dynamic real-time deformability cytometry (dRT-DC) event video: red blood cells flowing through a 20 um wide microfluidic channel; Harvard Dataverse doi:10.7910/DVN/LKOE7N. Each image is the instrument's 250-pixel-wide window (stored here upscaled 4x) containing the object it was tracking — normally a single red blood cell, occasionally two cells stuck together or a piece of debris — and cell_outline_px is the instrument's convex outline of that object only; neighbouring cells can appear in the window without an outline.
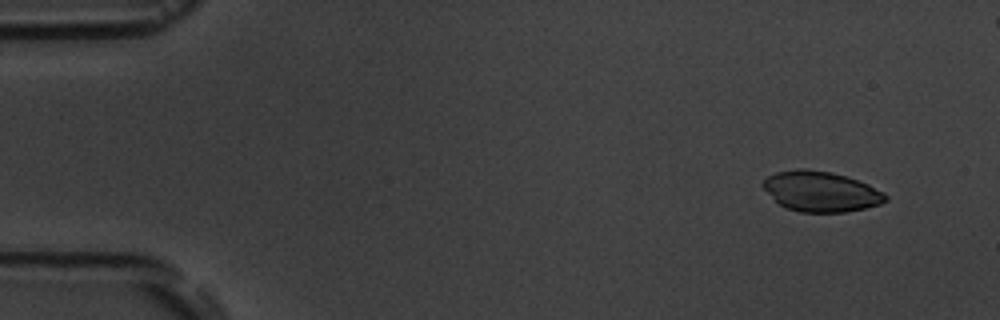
{"species": "common noctule bat (a hibernating species)", "species_latin": "Nyctalus noctula", "temperature_condition": "room temperature", "stored_images_in_passage": 10, "camera_frame_rate_fps": 3000, "um_per_image_px": 0.085, "animal": {"sex": "male", "body_mass_g": 19.5, "forearm_length_mm": 54.6}, "frame": {"image": 1, "passage_image": 1, "time_ms": 0.0, "image_size_px": [1000, 320], "cell_outline_px": [[888, 200], [880, 204], [864, 208], [844, 212], [800, 212], [784, 208], [760, 184], [768, 176], [776, 172], [796, 168], [804, 168], [828, 172], [844, 176], [868, 184], [884, 192], [888, 196]], "centroid_in_image_um": [69.77, 16.28], "position_along_channel_um": 15.2, "area_um2": 28.61}}